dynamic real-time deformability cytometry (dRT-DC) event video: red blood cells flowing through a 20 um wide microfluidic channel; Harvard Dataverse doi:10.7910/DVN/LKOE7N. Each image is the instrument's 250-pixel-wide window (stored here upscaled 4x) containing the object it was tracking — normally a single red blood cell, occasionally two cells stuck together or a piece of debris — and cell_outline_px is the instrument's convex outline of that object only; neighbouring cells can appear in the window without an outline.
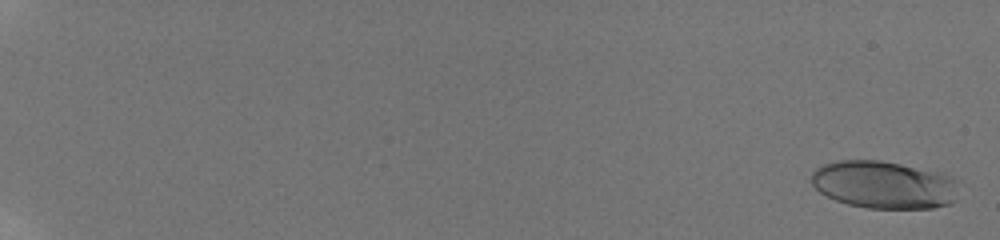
{"species": "human", "species_latin": "Homo sapiens", "temperature_condition": "room temperature", "stored_images_in_passage": 20, "camera_frame_rate_fps": 3000, "um_per_image_px": 0.085, "donor": {"sex": "male"}, "frame": {"image": 1, "passage_image": 1, "time_ms": 0.0, "image_size_px": [1000, 240], "cell_outline_px": [[956, 200], [952, 204], [932, 208], [868, 208], [848, 204], [836, 200], [820, 192], [812, 184], [812, 172], [816, 168], [824, 164], [836, 160], [880, 160], [900, 164], [948, 176], [952, 180]], "centroid_in_image_um": [75.05, 15.71], "position_along_channel_um": 9.9, "area_um2": 40.17}}
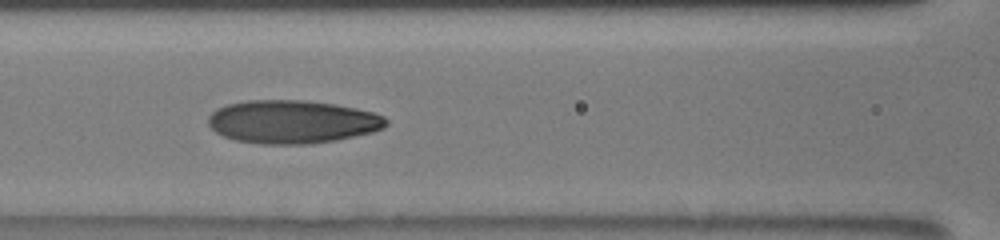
{"frame": {"image": 2, "passage_image": 16, "time_ms": 9.667, "image_size_px": [1000, 240], "cell_outline_px": [[388, 124], [384, 128], [372, 132], [336, 140], [312, 144], [260, 144], [236, 140], [224, 136], [216, 132], [208, 124], [208, 116], [216, 108], [228, 104], [248, 100], [304, 100], [332, 104], [356, 108], [372, 112], [384, 116], [388, 120]], "centroid_in_image_um": [24.84, 10.35], "position_along_channel_um": 141.8, "area_um2": 44.85}}
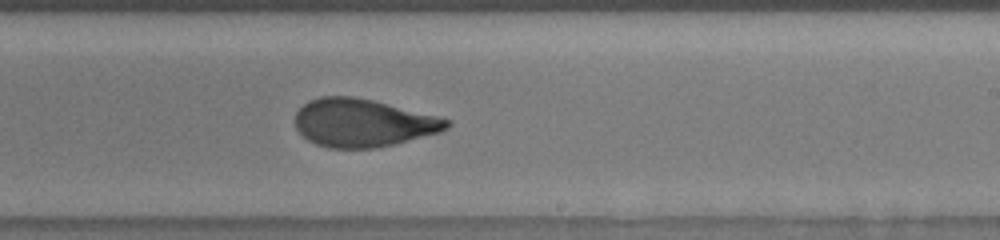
{"frame": {"image": 3, "passage_image": 20, "time_ms": 12.667, "image_size_px": [1000, 240], "cell_outline_px": [[452, 124], [448, 128], [440, 132], [396, 144], [376, 148], [328, 148], [316, 144], [308, 140], [296, 128], [296, 112], [308, 100], [320, 96], [352, 96], [372, 100], [440, 116], [452, 120]], "centroid_in_image_um": [30.88, 10.44], "position_along_channel_um": 258.1, "area_um2": 42.6}}